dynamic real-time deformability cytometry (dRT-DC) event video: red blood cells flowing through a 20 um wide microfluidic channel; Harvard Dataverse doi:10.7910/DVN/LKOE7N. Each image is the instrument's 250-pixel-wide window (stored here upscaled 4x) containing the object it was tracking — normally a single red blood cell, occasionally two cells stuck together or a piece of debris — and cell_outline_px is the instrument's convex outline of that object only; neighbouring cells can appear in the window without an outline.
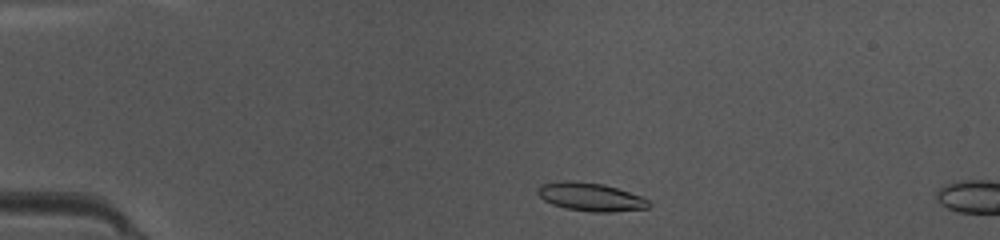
{"species": "common noctule bat (a hibernating species)", "species_latin": "Nyctalus noctula", "temperature_condition": "warm", "stored_images_in_passage": 41, "camera_frame_rate_fps": 3000, "um_per_image_px": 0.085, "animal": {"sex": "female", "body_mass_g": 10.0, "forearm_length_mm": 53.1}, "frame": {"image": 1, "passage_image": 3, "time_ms": 0.667, "image_size_px": [1000, 240], "cell_outline_px": [[652, 204], [648, 208], [612, 212], [592, 212], [564, 208], [552, 204], [544, 200], [536, 192], [536, 188], [540, 184], [560, 180], [572, 180], [604, 184], [644, 196]], "centroid_in_image_um": [50.2, 16.72], "position_along_channel_um": 34.8, "area_um2": 18.73}}
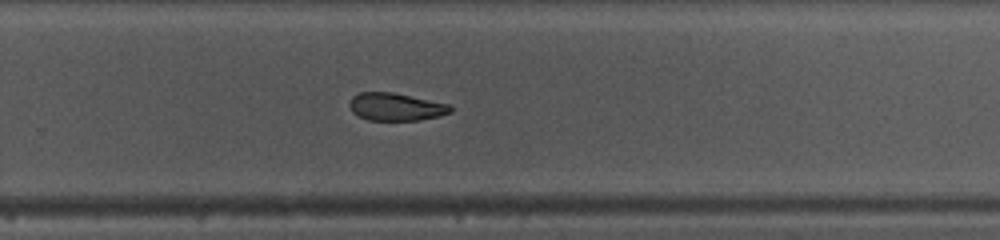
{"frame": {"image": 2, "passage_image": 25, "time_ms": 8.0, "image_size_px": [1000, 240], "cell_outline_px": [[452, 112], [440, 116], [420, 120], [368, 120], [352, 112], [348, 104], [352, 96], [360, 92], [392, 92], [452, 104]], "centroid_in_image_um": [33.67, 9.07], "position_along_channel_um": 296.1, "area_um2": 16.47}}
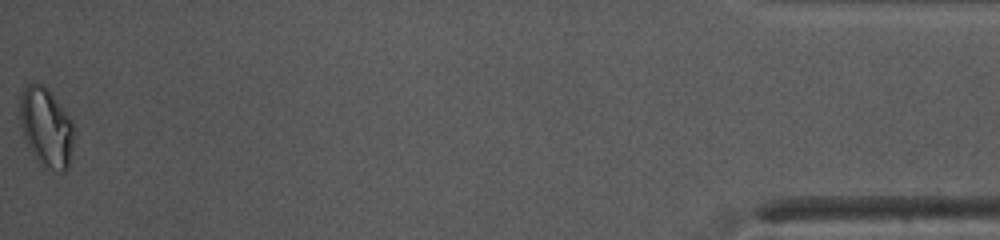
{"frame": {"image": 3, "passage_image": 41, "time_ms": 13.333, "image_size_px": [1000, 240], "cell_outline_px": [[72, 148], [68, 168], [64, 172], [60, 172], [44, 168], [36, 160], [28, 148], [20, 124], [20, 96], [24, 88], [28, 84], [44, 84], [48, 88], [64, 108], [72, 120]], "centroid_in_image_um": [3.92, 10.84], "position_along_channel_um": 431.3, "area_um2": 25.09}, "authors_computed_cell_mechanics": {"area_um2": 17.9758, "velocity_mm_per_s": 4.1724, "shape_relaxation_time_tau1_ms": 3.1228, "shape_relaxation_time_tau2_ms": 4.8304, "deformation_change_tau1": 0.115, "deformation_change_tau2": 0.0931}}